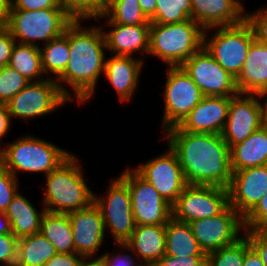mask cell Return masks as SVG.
<instances>
[{"mask_svg":"<svg viewBox=\"0 0 267 266\" xmlns=\"http://www.w3.org/2000/svg\"><path fill=\"white\" fill-rule=\"evenodd\" d=\"M164 134L178 157L187 184L228 189L232 180L230 148L221 134L186 132L177 126Z\"/></svg>","mask_w":267,"mask_h":266,"instance_id":"cell-1","label":"cell"},{"mask_svg":"<svg viewBox=\"0 0 267 266\" xmlns=\"http://www.w3.org/2000/svg\"><path fill=\"white\" fill-rule=\"evenodd\" d=\"M81 21L74 20L69 25L70 60L65 71L55 79L62 93L70 101L73 96L62 83L71 86L79 104L87 102L93 96L97 80L104 72V48H107L101 26L86 29L81 26Z\"/></svg>","mask_w":267,"mask_h":266,"instance_id":"cell-2","label":"cell"},{"mask_svg":"<svg viewBox=\"0 0 267 266\" xmlns=\"http://www.w3.org/2000/svg\"><path fill=\"white\" fill-rule=\"evenodd\" d=\"M77 157L71 154L55 170L46 175L43 205L46 212L69 214L89 207L94 202V192L84 180Z\"/></svg>","mask_w":267,"mask_h":266,"instance_id":"cell-3","label":"cell"},{"mask_svg":"<svg viewBox=\"0 0 267 266\" xmlns=\"http://www.w3.org/2000/svg\"><path fill=\"white\" fill-rule=\"evenodd\" d=\"M204 29L192 19L174 23H151L149 53L168 67L181 66L204 44Z\"/></svg>","mask_w":267,"mask_h":266,"instance_id":"cell-4","label":"cell"},{"mask_svg":"<svg viewBox=\"0 0 267 266\" xmlns=\"http://www.w3.org/2000/svg\"><path fill=\"white\" fill-rule=\"evenodd\" d=\"M71 154L50 142L26 135L0 149V164L14 177L18 171L47 175Z\"/></svg>","mask_w":267,"mask_h":266,"instance_id":"cell-5","label":"cell"},{"mask_svg":"<svg viewBox=\"0 0 267 266\" xmlns=\"http://www.w3.org/2000/svg\"><path fill=\"white\" fill-rule=\"evenodd\" d=\"M73 21L63 8L10 9L6 27L17 43L39 46L35 41L48 43L62 35Z\"/></svg>","mask_w":267,"mask_h":266,"instance_id":"cell-6","label":"cell"},{"mask_svg":"<svg viewBox=\"0 0 267 266\" xmlns=\"http://www.w3.org/2000/svg\"><path fill=\"white\" fill-rule=\"evenodd\" d=\"M210 29L217 31L208 39L205 29L203 46L224 70L237 78L243 69L251 43L255 40L251 25L244 19L239 24Z\"/></svg>","mask_w":267,"mask_h":266,"instance_id":"cell-7","label":"cell"},{"mask_svg":"<svg viewBox=\"0 0 267 266\" xmlns=\"http://www.w3.org/2000/svg\"><path fill=\"white\" fill-rule=\"evenodd\" d=\"M50 77L30 81L6 104L11 118L34 119L68 103L69 99L62 93L57 81Z\"/></svg>","mask_w":267,"mask_h":266,"instance_id":"cell-8","label":"cell"},{"mask_svg":"<svg viewBox=\"0 0 267 266\" xmlns=\"http://www.w3.org/2000/svg\"><path fill=\"white\" fill-rule=\"evenodd\" d=\"M129 188L136 225H166L172 218V205L133 168L119 177Z\"/></svg>","mask_w":267,"mask_h":266,"instance_id":"cell-9","label":"cell"},{"mask_svg":"<svg viewBox=\"0 0 267 266\" xmlns=\"http://www.w3.org/2000/svg\"><path fill=\"white\" fill-rule=\"evenodd\" d=\"M107 196L94 195V203L101 211L104 227L110 229L116 245L125 244L132 236L135 221L128 186L119 178L109 183Z\"/></svg>","mask_w":267,"mask_h":266,"instance_id":"cell-10","label":"cell"},{"mask_svg":"<svg viewBox=\"0 0 267 266\" xmlns=\"http://www.w3.org/2000/svg\"><path fill=\"white\" fill-rule=\"evenodd\" d=\"M229 205L227 188L188 184L172 205V217L180 222L211 218Z\"/></svg>","mask_w":267,"mask_h":266,"instance_id":"cell-11","label":"cell"},{"mask_svg":"<svg viewBox=\"0 0 267 266\" xmlns=\"http://www.w3.org/2000/svg\"><path fill=\"white\" fill-rule=\"evenodd\" d=\"M164 89L165 110L162 126L165 131L178 126L204 95L181 66L167 68Z\"/></svg>","mask_w":267,"mask_h":266,"instance_id":"cell-12","label":"cell"},{"mask_svg":"<svg viewBox=\"0 0 267 266\" xmlns=\"http://www.w3.org/2000/svg\"><path fill=\"white\" fill-rule=\"evenodd\" d=\"M181 67L192 78L204 96H235L236 78L224 70L203 46Z\"/></svg>","mask_w":267,"mask_h":266,"instance_id":"cell-13","label":"cell"},{"mask_svg":"<svg viewBox=\"0 0 267 266\" xmlns=\"http://www.w3.org/2000/svg\"><path fill=\"white\" fill-rule=\"evenodd\" d=\"M200 248L208 254L235 243L244 229L243 217L228 205L220 214L189 223Z\"/></svg>","mask_w":267,"mask_h":266,"instance_id":"cell-14","label":"cell"},{"mask_svg":"<svg viewBox=\"0 0 267 266\" xmlns=\"http://www.w3.org/2000/svg\"><path fill=\"white\" fill-rule=\"evenodd\" d=\"M133 169L171 205L188 185L178 157L169 146L166 153Z\"/></svg>","mask_w":267,"mask_h":266,"instance_id":"cell-15","label":"cell"},{"mask_svg":"<svg viewBox=\"0 0 267 266\" xmlns=\"http://www.w3.org/2000/svg\"><path fill=\"white\" fill-rule=\"evenodd\" d=\"M257 96L259 98L258 94L242 93L231 96L229 114L221 134L229 148L266 124L263 105Z\"/></svg>","mask_w":267,"mask_h":266,"instance_id":"cell-16","label":"cell"},{"mask_svg":"<svg viewBox=\"0 0 267 266\" xmlns=\"http://www.w3.org/2000/svg\"><path fill=\"white\" fill-rule=\"evenodd\" d=\"M229 205L243 218L267 193V165L232 172Z\"/></svg>","mask_w":267,"mask_h":266,"instance_id":"cell-17","label":"cell"},{"mask_svg":"<svg viewBox=\"0 0 267 266\" xmlns=\"http://www.w3.org/2000/svg\"><path fill=\"white\" fill-rule=\"evenodd\" d=\"M73 230L75 253L92 259L104 242V221L98 206L89 207L68 214Z\"/></svg>","mask_w":267,"mask_h":266,"instance_id":"cell-18","label":"cell"},{"mask_svg":"<svg viewBox=\"0 0 267 266\" xmlns=\"http://www.w3.org/2000/svg\"><path fill=\"white\" fill-rule=\"evenodd\" d=\"M230 101L231 96H204L177 127L186 132L222 134Z\"/></svg>","mask_w":267,"mask_h":266,"instance_id":"cell-19","label":"cell"},{"mask_svg":"<svg viewBox=\"0 0 267 266\" xmlns=\"http://www.w3.org/2000/svg\"><path fill=\"white\" fill-rule=\"evenodd\" d=\"M191 19L204 30L241 23L246 16L240 0H191Z\"/></svg>","mask_w":267,"mask_h":266,"instance_id":"cell-20","label":"cell"},{"mask_svg":"<svg viewBox=\"0 0 267 266\" xmlns=\"http://www.w3.org/2000/svg\"><path fill=\"white\" fill-rule=\"evenodd\" d=\"M109 56L110 58L105 60L104 75L114 87L121 102L130 101L139 84L144 61L141 58L135 59V56Z\"/></svg>","mask_w":267,"mask_h":266,"instance_id":"cell-21","label":"cell"},{"mask_svg":"<svg viewBox=\"0 0 267 266\" xmlns=\"http://www.w3.org/2000/svg\"><path fill=\"white\" fill-rule=\"evenodd\" d=\"M165 240V225H136L131 238L119 246L141 257L143 266H153L165 254Z\"/></svg>","mask_w":267,"mask_h":266,"instance_id":"cell-22","label":"cell"},{"mask_svg":"<svg viewBox=\"0 0 267 266\" xmlns=\"http://www.w3.org/2000/svg\"><path fill=\"white\" fill-rule=\"evenodd\" d=\"M236 86L242 94L260 95L267 90V44L256 39L251 43Z\"/></svg>","mask_w":267,"mask_h":266,"instance_id":"cell-23","label":"cell"},{"mask_svg":"<svg viewBox=\"0 0 267 266\" xmlns=\"http://www.w3.org/2000/svg\"><path fill=\"white\" fill-rule=\"evenodd\" d=\"M110 31L104 32L107 50L116 56H133V53H149L150 25H122L107 23Z\"/></svg>","mask_w":267,"mask_h":266,"instance_id":"cell-24","label":"cell"},{"mask_svg":"<svg viewBox=\"0 0 267 266\" xmlns=\"http://www.w3.org/2000/svg\"><path fill=\"white\" fill-rule=\"evenodd\" d=\"M267 165V124L230 148L232 172Z\"/></svg>","mask_w":267,"mask_h":266,"instance_id":"cell-25","label":"cell"},{"mask_svg":"<svg viewBox=\"0 0 267 266\" xmlns=\"http://www.w3.org/2000/svg\"><path fill=\"white\" fill-rule=\"evenodd\" d=\"M4 213L9 219L12 233L19 239L40 232L42 216L46 213V209L43 208L38 212L18 191Z\"/></svg>","mask_w":267,"mask_h":266,"instance_id":"cell-26","label":"cell"},{"mask_svg":"<svg viewBox=\"0 0 267 266\" xmlns=\"http://www.w3.org/2000/svg\"><path fill=\"white\" fill-rule=\"evenodd\" d=\"M165 254L176 257L207 256L193 235L190 224L175 220L173 217L165 225Z\"/></svg>","mask_w":267,"mask_h":266,"instance_id":"cell-27","label":"cell"},{"mask_svg":"<svg viewBox=\"0 0 267 266\" xmlns=\"http://www.w3.org/2000/svg\"><path fill=\"white\" fill-rule=\"evenodd\" d=\"M40 233L53 245L57 253H74L73 230L68 214L46 212L42 216Z\"/></svg>","mask_w":267,"mask_h":266,"instance_id":"cell-28","label":"cell"},{"mask_svg":"<svg viewBox=\"0 0 267 266\" xmlns=\"http://www.w3.org/2000/svg\"><path fill=\"white\" fill-rule=\"evenodd\" d=\"M56 254L54 245L40 232L24 236L18 239L14 266H44Z\"/></svg>","mask_w":267,"mask_h":266,"instance_id":"cell-29","label":"cell"},{"mask_svg":"<svg viewBox=\"0 0 267 266\" xmlns=\"http://www.w3.org/2000/svg\"><path fill=\"white\" fill-rule=\"evenodd\" d=\"M8 66L17 70L29 81L47 79L41 77L43 76L44 71L42 68L40 46L16 42Z\"/></svg>","mask_w":267,"mask_h":266,"instance_id":"cell-30","label":"cell"},{"mask_svg":"<svg viewBox=\"0 0 267 266\" xmlns=\"http://www.w3.org/2000/svg\"><path fill=\"white\" fill-rule=\"evenodd\" d=\"M43 46V49L40 47L43 71L55 74L57 79L65 71L70 60L69 26L62 35L51 39Z\"/></svg>","mask_w":267,"mask_h":266,"instance_id":"cell-31","label":"cell"},{"mask_svg":"<svg viewBox=\"0 0 267 266\" xmlns=\"http://www.w3.org/2000/svg\"><path fill=\"white\" fill-rule=\"evenodd\" d=\"M105 17L106 23H116L127 26L151 25L150 20L142 12L139 0H111L98 18Z\"/></svg>","mask_w":267,"mask_h":266,"instance_id":"cell-32","label":"cell"},{"mask_svg":"<svg viewBox=\"0 0 267 266\" xmlns=\"http://www.w3.org/2000/svg\"><path fill=\"white\" fill-rule=\"evenodd\" d=\"M191 0H157L151 23L174 24L191 19Z\"/></svg>","mask_w":267,"mask_h":266,"instance_id":"cell-33","label":"cell"},{"mask_svg":"<svg viewBox=\"0 0 267 266\" xmlns=\"http://www.w3.org/2000/svg\"><path fill=\"white\" fill-rule=\"evenodd\" d=\"M250 242L245 235L235 243L207 254V266H243L245 249Z\"/></svg>","mask_w":267,"mask_h":266,"instance_id":"cell-34","label":"cell"},{"mask_svg":"<svg viewBox=\"0 0 267 266\" xmlns=\"http://www.w3.org/2000/svg\"><path fill=\"white\" fill-rule=\"evenodd\" d=\"M74 20L96 19L105 10L104 0H58Z\"/></svg>","mask_w":267,"mask_h":266,"instance_id":"cell-35","label":"cell"},{"mask_svg":"<svg viewBox=\"0 0 267 266\" xmlns=\"http://www.w3.org/2000/svg\"><path fill=\"white\" fill-rule=\"evenodd\" d=\"M30 81L14 68L0 67V104L6 105Z\"/></svg>","mask_w":267,"mask_h":266,"instance_id":"cell-36","label":"cell"},{"mask_svg":"<svg viewBox=\"0 0 267 266\" xmlns=\"http://www.w3.org/2000/svg\"><path fill=\"white\" fill-rule=\"evenodd\" d=\"M245 231H267V193L257 205L243 218Z\"/></svg>","mask_w":267,"mask_h":266,"instance_id":"cell-37","label":"cell"},{"mask_svg":"<svg viewBox=\"0 0 267 266\" xmlns=\"http://www.w3.org/2000/svg\"><path fill=\"white\" fill-rule=\"evenodd\" d=\"M17 178L0 164V212H5L19 189Z\"/></svg>","mask_w":267,"mask_h":266,"instance_id":"cell-38","label":"cell"},{"mask_svg":"<svg viewBox=\"0 0 267 266\" xmlns=\"http://www.w3.org/2000/svg\"><path fill=\"white\" fill-rule=\"evenodd\" d=\"M18 238L13 233L0 235V263L14 266L17 259Z\"/></svg>","mask_w":267,"mask_h":266,"instance_id":"cell-39","label":"cell"},{"mask_svg":"<svg viewBox=\"0 0 267 266\" xmlns=\"http://www.w3.org/2000/svg\"><path fill=\"white\" fill-rule=\"evenodd\" d=\"M257 11L253 14L247 13L245 19L252 27L255 39L260 43L267 44V8H260Z\"/></svg>","mask_w":267,"mask_h":266,"instance_id":"cell-40","label":"cell"},{"mask_svg":"<svg viewBox=\"0 0 267 266\" xmlns=\"http://www.w3.org/2000/svg\"><path fill=\"white\" fill-rule=\"evenodd\" d=\"M153 266H207V256H182L164 254Z\"/></svg>","mask_w":267,"mask_h":266,"instance_id":"cell-41","label":"cell"},{"mask_svg":"<svg viewBox=\"0 0 267 266\" xmlns=\"http://www.w3.org/2000/svg\"><path fill=\"white\" fill-rule=\"evenodd\" d=\"M16 41L6 26H0V67L9 64Z\"/></svg>","mask_w":267,"mask_h":266,"instance_id":"cell-42","label":"cell"},{"mask_svg":"<svg viewBox=\"0 0 267 266\" xmlns=\"http://www.w3.org/2000/svg\"><path fill=\"white\" fill-rule=\"evenodd\" d=\"M250 245L260 255L264 265L267 266V231L249 230L245 234Z\"/></svg>","mask_w":267,"mask_h":266,"instance_id":"cell-43","label":"cell"},{"mask_svg":"<svg viewBox=\"0 0 267 266\" xmlns=\"http://www.w3.org/2000/svg\"><path fill=\"white\" fill-rule=\"evenodd\" d=\"M46 8H62L58 0H13L10 9L41 10Z\"/></svg>","mask_w":267,"mask_h":266,"instance_id":"cell-44","label":"cell"},{"mask_svg":"<svg viewBox=\"0 0 267 266\" xmlns=\"http://www.w3.org/2000/svg\"><path fill=\"white\" fill-rule=\"evenodd\" d=\"M119 253L120 252H118L116 255L113 253H106L104 255L98 256L101 259L102 266H143L142 263L135 265V262L137 263V261H134L132 255H122L121 253Z\"/></svg>","mask_w":267,"mask_h":266,"instance_id":"cell-45","label":"cell"},{"mask_svg":"<svg viewBox=\"0 0 267 266\" xmlns=\"http://www.w3.org/2000/svg\"><path fill=\"white\" fill-rule=\"evenodd\" d=\"M84 259L83 256L77 253H57L51 257L44 266H79Z\"/></svg>","mask_w":267,"mask_h":266,"instance_id":"cell-46","label":"cell"},{"mask_svg":"<svg viewBox=\"0 0 267 266\" xmlns=\"http://www.w3.org/2000/svg\"><path fill=\"white\" fill-rule=\"evenodd\" d=\"M243 266H265L260 255L251 245L245 249Z\"/></svg>","mask_w":267,"mask_h":266,"instance_id":"cell-47","label":"cell"},{"mask_svg":"<svg viewBox=\"0 0 267 266\" xmlns=\"http://www.w3.org/2000/svg\"><path fill=\"white\" fill-rule=\"evenodd\" d=\"M11 116L8 112L6 105L0 104V142H2L1 138L6 136L8 130L10 129Z\"/></svg>","mask_w":267,"mask_h":266,"instance_id":"cell-48","label":"cell"},{"mask_svg":"<svg viewBox=\"0 0 267 266\" xmlns=\"http://www.w3.org/2000/svg\"><path fill=\"white\" fill-rule=\"evenodd\" d=\"M142 12L150 20L155 15L157 0H139Z\"/></svg>","mask_w":267,"mask_h":266,"instance_id":"cell-49","label":"cell"},{"mask_svg":"<svg viewBox=\"0 0 267 266\" xmlns=\"http://www.w3.org/2000/svg\"><path fill=\"white\" fill-rule=\"evenodd\" d=\"M11 2L0 0V26H7L10 14Z\"/></svg>","mask_w":267,"mask_h":266,"instance_id":"cell-50","label":"cell"},{"mask_svg":"<svg viewBox=\"0 0 267 266\" xmlns=\"http://www.w3.org/2000/svg\"><path fill=\"white\" fill-rule=\"evenodd\" d=\"M12 233L9 219L5 213L0 212V235Z\"/></svg>","mask_w":267,"mask_h":266,"instance_id":"cell-51","label":"cell"},{"mask_svg":"<svg viewBox=\"0 0 267 266\" xmlns=\"http://www.w3.org/2000/svg\"><path fill=\"white\" fill-rule=\"evenodd\" d=\"M89 259H91V258H87V260H88L87 261L86 258H84L80 262L79 266H102L100 258H98V257H97V259L93 258V261L92 260L90 261Z\"/></svg>","mask_w":267,"mask_h":266,"instance_id":"cell-52","label":"cell"},{"mask_svg":"<svg viewBox=\"0 0 267 266\" xmlns=\"http://www.w3.org/2000/svg\"><path fill=\"white\" fill-rule=\"evenodd\" d=\"M260 99L261 98H266L267 97V90L262 92L260 95ZM263 105V112H264V120H265V123L267 124V99H265V102Z\"/></svg>","mask_w":267,"mask_h":266,"instance_id":"cell-53","label":"cell"},{"mask_svg":"<svg viewBox=\"0 0 267 266\" xmlns=\"http://www.w3.org/2000/svg\"><path fill=\"white\" fill-rule=\"evenodd\" d=\"M105 1V7H106V4L111 1V0H104Z\"/></svg>","mask_w":267,"mask_h":266,"instance_id":"cell-54","label":"cell"}]
</instances>
